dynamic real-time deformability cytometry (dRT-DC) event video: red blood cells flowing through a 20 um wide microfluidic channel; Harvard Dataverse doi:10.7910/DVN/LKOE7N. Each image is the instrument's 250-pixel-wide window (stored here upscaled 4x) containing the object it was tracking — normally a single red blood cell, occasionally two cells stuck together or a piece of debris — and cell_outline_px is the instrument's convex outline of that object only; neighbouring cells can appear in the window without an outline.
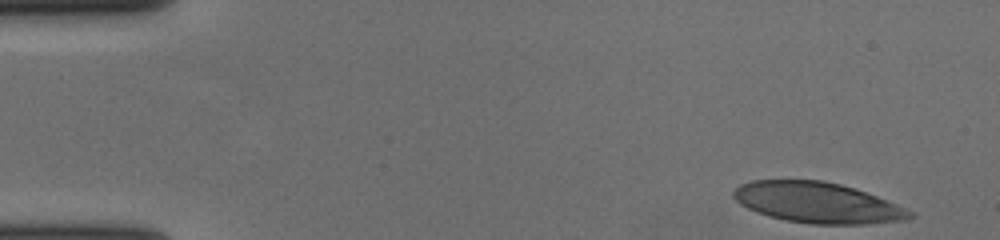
{"species": "human", "species_latin": "Homo sapiens", "temperature_condition": "cold", "stored_images_in_passage": 44, "camera_frame_rate_fps": 3000, "um_per_image_px": 0.085, "donor": {"sex": "female"}, "frame": {"image": 1, "passage_image": 1, "time_ms": 0.0, "image_size_px": [1000, 240], "cell_outline_px": [[916, 216], [904, 220], [864, 224], [812, 224], [784, 220], [768, 216], [756, 212], [740, 204], [732, 196], [732, 192], [740, 184], [752, 180], [824, 180], [856, 188], [896, 204], [912, 212]], "centroid_in_image_um": [69.45, 17.22], "position_along_channel_um": 15.5, "area_um2": 41.79}}
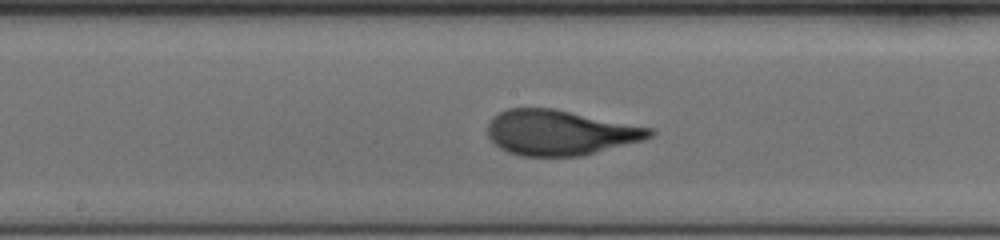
{"frame": {"image": 2, "passage_image": 26, "time_ms": 8.333, "image_size_px": [1000, 240], "cell_outline_px": [[656, 132], [652, 136], [644, 140], [580, 156], [520, 156], [508, 152], [500, 148], [488, 136], [488, 124], [500, 112], [508, 108], [552, 108], [652, 128]], "centroid_in_image_um": [47.61, 11.28], "position_along_channel_um": 200.6, "area_um2": 42.31}}
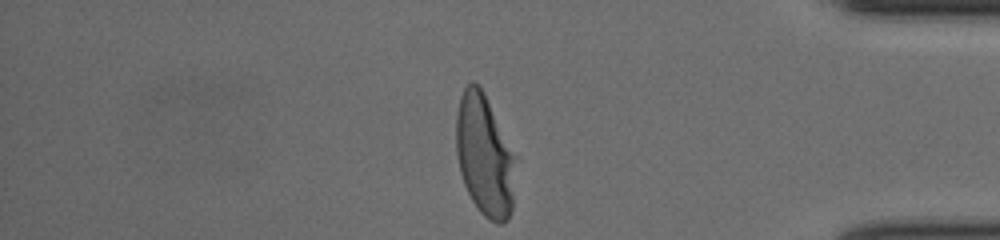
{"frame": {"image": 3, "passage_image": 44, "time_ms": 14.333, "image_size_px": [1000, 240], "cell_outline_px": [[516, 156], [512, 212], [508, 220], [500, 224], [496, 224], [488, 220], [476, 208], [464, 184], [460, 172], [456, 152], [456, 112], [460, 96], [464, 88], [472, 80], [480, 84]], "centroid_in_image_um": [41.19, 13.22], "position_along_channel_um": 394.0, "area_um2": 42.6}, "authors_computed_cell_mechanics": {"area_um2": 42.3385, "velocity_mm_per_s": 3.6809, "shape_relaxation_time_tau1_ms": 4.5923, "shape_relaxation_time_tau2_ms": 0.8038, "deformation_change_tau1": 0.1971, "deformation_change_tau2": 0.077}}